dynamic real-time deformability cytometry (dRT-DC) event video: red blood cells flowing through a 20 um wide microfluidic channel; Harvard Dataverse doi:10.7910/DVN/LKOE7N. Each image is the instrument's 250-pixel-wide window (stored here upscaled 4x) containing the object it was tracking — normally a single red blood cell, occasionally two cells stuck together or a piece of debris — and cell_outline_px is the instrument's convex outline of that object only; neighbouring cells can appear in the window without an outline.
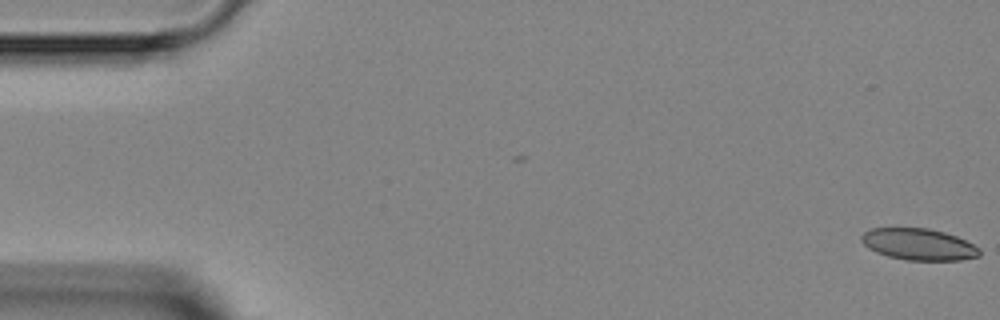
{"species": "Egyptian fruit bat (a non-hibernating species)", "species_latin": "Rousettus aegyptiacus", "temperature_condition": "room temperature", "stored_images_in_passage": 2, "camera_frame_rate_fps": 3000, "um_per_image_px": 0.085, "animal": {"sex": "female"}, "frame": {"image": 1, "passage_image": 2, "time_ms": 1.333, "image_size_px": [1000, 320], "cell_outline_px": [[980, 256], [960, 260], [908, 260], [888, 256], [876, 252], [868, 248], [860, 240], [860, 236], [864, 232], [872, 228], [928, 228], [944, 232], [956, 236], [980, 248]], "centroid_in_image_um": [78.07, 20.76], "position_along_channel_um": 6.9, "area_um2": 21.68}}